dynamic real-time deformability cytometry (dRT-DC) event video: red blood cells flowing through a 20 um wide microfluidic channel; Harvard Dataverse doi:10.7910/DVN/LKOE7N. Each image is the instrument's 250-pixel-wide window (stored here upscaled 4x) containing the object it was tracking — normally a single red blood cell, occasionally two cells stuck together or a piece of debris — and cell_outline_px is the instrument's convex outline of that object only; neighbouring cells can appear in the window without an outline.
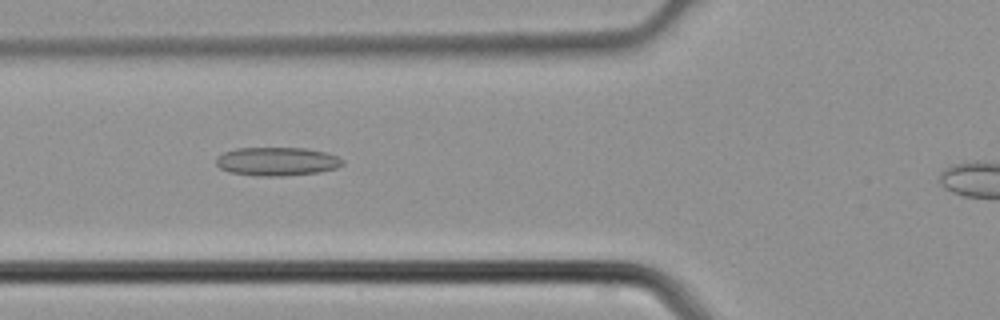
{"species": "common noctule bat (a hibernating species)", "species_latin": "Nyctalus noctula", "temperature_condition": "cold", "stored_images_in_passage": 4, "camera_frame_rate_fps": 3000, "um_per_image_px": 0.085, "animal": {"sex": "male", "body_mass_g": 21.5, "forearm_length_mm": 52.0}, "frame": {"image": 1, "passage_image": 4, "time_ms": 1.0, "image_size_px": [1000, 320], "cell_outline_px": [[344, 164], [336, 168], [320, 172], [284, 176], [260, 176], [232, 172], [220, 168], [216, 164], [216, 160], [224, 152], [236, 148], [304, 148], [324, 152], [336, 156], [344, 160]], "centroid_in_image_um": [23.57, 13.72], "position_along_channel_um": 102.2, "area_um2": 20.87}}